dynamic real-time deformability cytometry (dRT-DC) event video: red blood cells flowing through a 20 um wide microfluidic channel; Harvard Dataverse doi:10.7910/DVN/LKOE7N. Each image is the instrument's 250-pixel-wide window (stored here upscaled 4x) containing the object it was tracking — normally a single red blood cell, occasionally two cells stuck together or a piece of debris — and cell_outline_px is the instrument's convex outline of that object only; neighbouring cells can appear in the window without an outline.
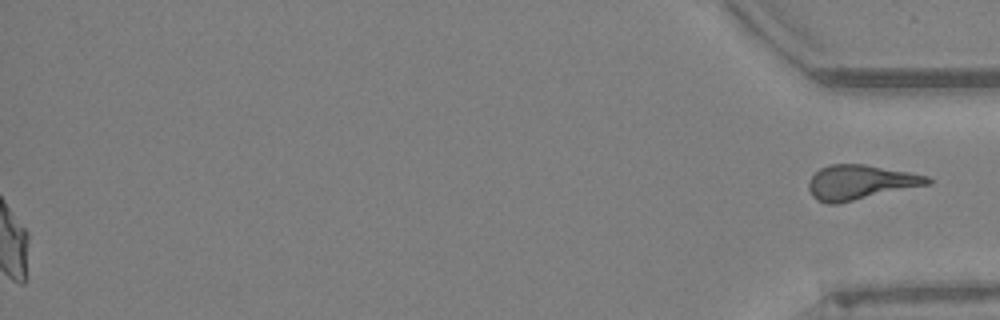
{"species": "Egyptian fruit bat (a non-hibernating species)", "species_latin": "Rousettus aegyptiacus", "temperature_condition": "warm", "stored_images_in_passage": 61, "segment_of_instrument_passage": [2, 2], "camera_frame_rate_fps": 3000, "um_per_image_px": 0.085, "animal": {"sex": "female"}, "frame": {"image": 1, "passage_image": 61, "time_ms": 20.0, "image_size_px": [1000, 320], "cell_outline_px": [[932, 180], [928, 184], [836, 204], [828, 204], [816, 200], [812, 196], [808, 188], [808, 180], [820, 168], [828, 164], [864, 164], [908, 172], [928, 176]], "centroid_in_image_um": [73.06, 15.49], "position_along_channel_um": 362.1, "area_um2": 23.76}}